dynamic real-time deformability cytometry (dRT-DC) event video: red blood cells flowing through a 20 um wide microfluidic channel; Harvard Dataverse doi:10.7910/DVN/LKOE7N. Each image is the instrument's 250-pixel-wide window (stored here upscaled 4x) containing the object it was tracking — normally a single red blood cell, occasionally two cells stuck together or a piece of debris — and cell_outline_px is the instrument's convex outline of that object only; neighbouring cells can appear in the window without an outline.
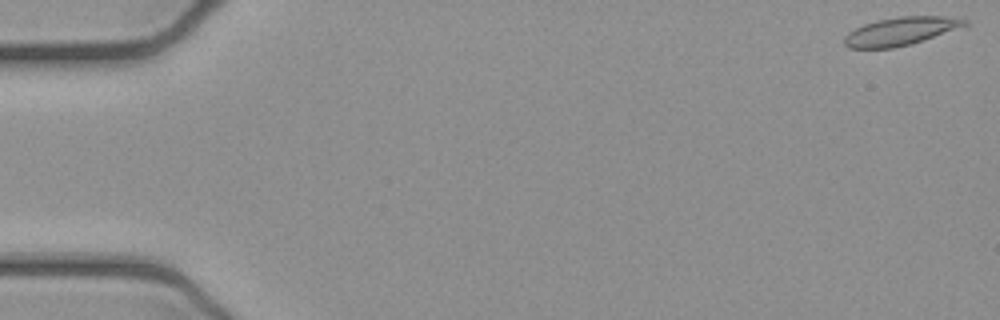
{"species": "common noctule bat (a hibernating species)", "species_latin": "Nyctalus noctula", "temperature_condition": "cold", "stored_images_in_passage": 7, "camera_frame_rate_fps": 3000, "um_per_image_px": 0.085, "animal": {"sex": "female", "body_mass_g": 21.9}, "frame": {"image": 1, "passage_image": 1, "time_ms": 0.0, "image_size_px": [1000, 320], "cell_outline_px": [[968, 28], [912, 44], [892, 48], [848, 48], [844, 44], [844, 36], [848, 32], [864, 24], [876, 20], [900, 16], [944, 16], [968, 20]], "centroid_in_image_um": [76.67, 2.66], "position_along_channel_um": 8.3, "area_um2": 20.35}}